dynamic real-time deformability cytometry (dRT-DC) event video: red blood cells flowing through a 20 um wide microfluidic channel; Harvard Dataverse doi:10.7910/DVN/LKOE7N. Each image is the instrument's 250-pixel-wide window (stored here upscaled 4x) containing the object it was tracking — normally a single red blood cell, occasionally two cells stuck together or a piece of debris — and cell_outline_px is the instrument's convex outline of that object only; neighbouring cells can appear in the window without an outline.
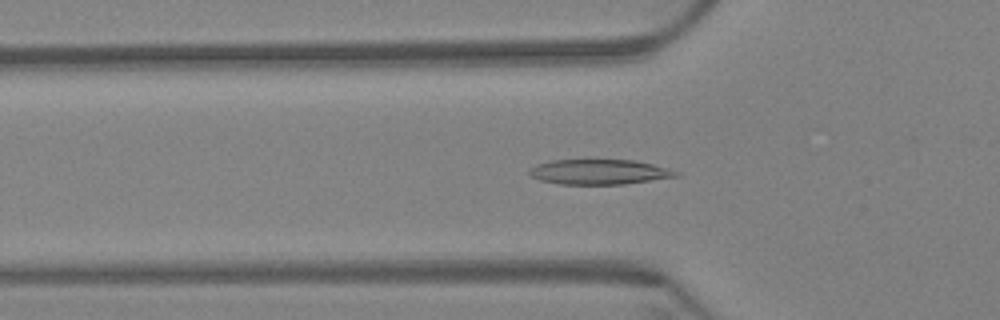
{"species": "Egyptian fruit bat (a non-hibernating species)", "species_latin": "Rousettus aegyptiacus", "temperature_condition": "warm", "stored_images_in_passage": 51, "camera_frame_rate_fps": 3000, "um_per_image_px": 0.085, "animal": {"sex": "female"}, "frame": {"image": 1, "passage_image": 21, "time_ms": 6.667, "image_size_px": [1000, 320], "cell_outline_px": [[680, 176], [624, 184], [560, 184], [540, 180], [532, 176], [528, 172], [536, 164], [552, 160], [632, 160], [652, 164], [668, 168], [680, 172]], "centroid_in_image_um": [50.96, 14.61], "position_along_channel_um": 74.8, "area_um2": 21.27}}
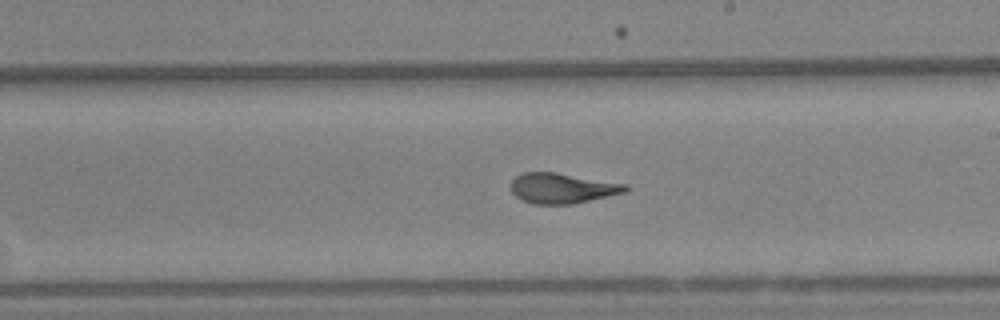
{"frame": {"image": 2, "passage_image": 36, "time_ms": 11.667, "image_size_px": [1000, 320], "cell_outline_px": [[632, 188], [628, 192], [572, 204], [532, 204], [516, 196], [512, 192], [512, 180], [520, 172], [556, 172], [628, 184]], "centroid_in_image_um": [47.85, 15.99], "position_along_channel_um": 241.1, "area_um2": 20.4}}
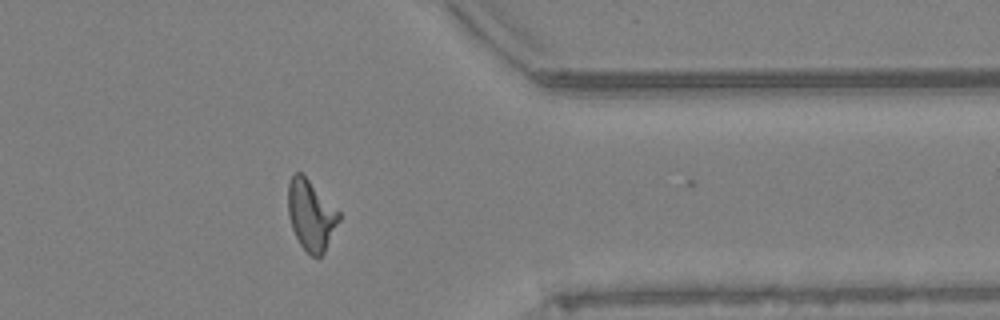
{"frame": {"image": 3, "passage_image": 50, "time_ms": 16.333, "image_size_px": [1000, 320], "cell_outline_px": [[340, 220], [324, 252], [320, 256], [312, 256], [300, 244], [292, 228], [288, 216], [288, 184], [292, 176], [296, 172], [300, 172], [340, 212]], "centroid_in_image_um": [26.43, 18.29], "position_along_channel_um": 385.0, "area_um2": 20.46}}